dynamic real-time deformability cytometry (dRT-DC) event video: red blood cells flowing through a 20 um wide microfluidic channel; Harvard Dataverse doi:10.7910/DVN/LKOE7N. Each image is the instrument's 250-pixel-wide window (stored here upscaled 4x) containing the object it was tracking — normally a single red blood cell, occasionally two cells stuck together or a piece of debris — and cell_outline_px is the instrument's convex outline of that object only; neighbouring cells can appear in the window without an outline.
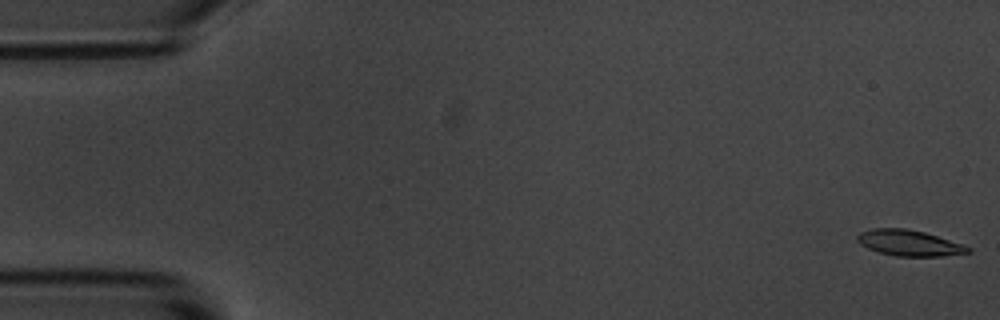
{"species": "common noctule bat (a hibernating species)", "species_latin": "Nyctalus noctula", "temperature_condition": "room temperature", "stored_images_in_passage": 55, "camera_frame_rate_fps": 3000, "um_per_image_px": 0.085, "animal": {"sex": "male", "body_mass_g": 20.1, "forearm_length_mm": 53.5}, "frame": {"image": 1, "passage_image": 1, "time_ms": 0.0, "image_size_px": [1000, 320], "cell_outline_px": [[972, 252], [944, 256], [896, 256], [880, 252], [868, 248], [860, 244], [856, 240], [856, 236], [860, 232], [872, 228], [904, 228], [924, 232], [972, 248]], "centroid_in_image_um": [77.25, 20.65], "position_along_channel_um": 7.8, "area_um2": 16.53}}
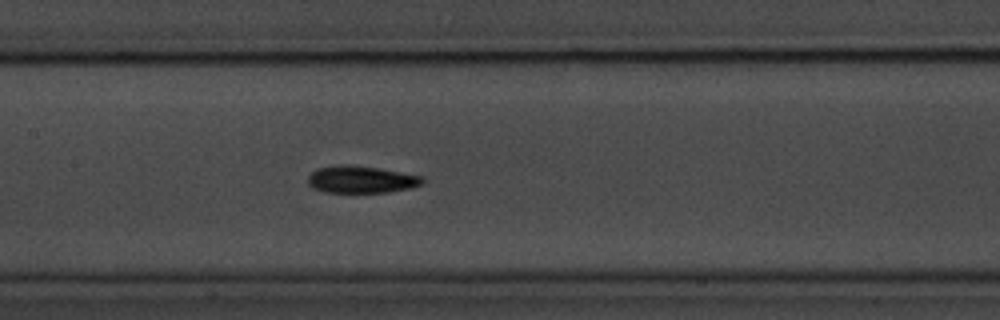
{"frame": {"image": 2, "passage_image": 26, "time_ms": 8.333, "image_size_px": [1000, 320], "cell_outline_px": [[424, 180], [420, 184], [412, 188], [388, 192], [324, 192], [312, 188], [308, 184], [308, 176], [316, 168], [344, 164], [348, 164], [380, 168], [424, 176]], "centroid_in_image_um": [30.7, 15.25], "position_along_channel_um": 176.7, "area_um2": 18.26}}
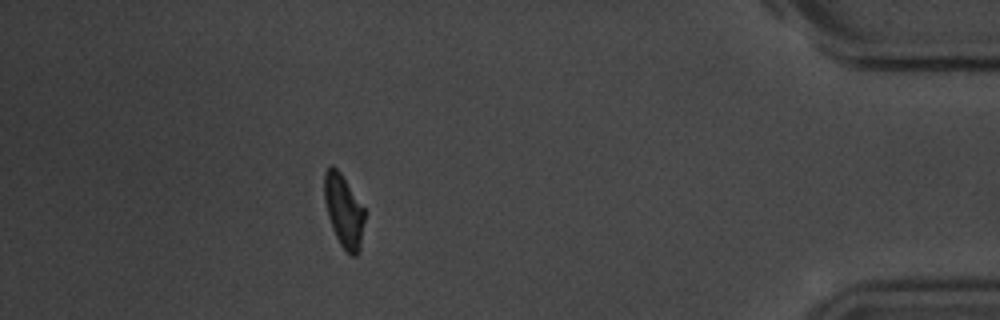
{"frame": {"image": 3, "passage_image": 49, "time_ms": 16.0, "image_size_px": [1000, 320], "cell_outline_px": [[364, 220], [360, 248], [356, 256], [352, 256], [340, 244], [332, 228], [328, 216], [324, 200], [324, 172], [332, 164], [340, 172], [364, 208]], "centroid_in_image_um": [29.2, 17.91], "position_along_channel_um": 406.0, "area_um2": 16.82}, "authors_computed_cell_mechanics": {"area_um2": 17.5712, "velocity_mm_per_s": 3.6508, "shape_relaxation_time_tau1_ms": 2.5091, "shape_relaxation_time_tau2_ms": 5.0596, "deformation_change_tau1": 0.1188, "deformation_change_tau2": 0.1066}}